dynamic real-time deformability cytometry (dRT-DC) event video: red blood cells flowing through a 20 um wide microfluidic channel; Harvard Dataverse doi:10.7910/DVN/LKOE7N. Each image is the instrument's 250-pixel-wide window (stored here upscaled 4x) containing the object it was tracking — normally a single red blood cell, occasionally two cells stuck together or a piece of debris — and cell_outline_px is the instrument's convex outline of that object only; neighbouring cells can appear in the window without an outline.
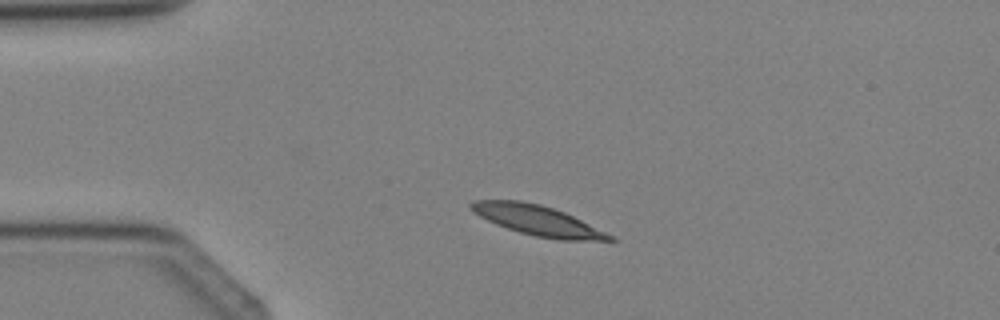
{"species": "Egyptian fruit bat (a non-hibernating species)", "species_latin": "Rousettus aegyptiacus", "temperature_condition": "cold", "stored_images_in_passage": 2, "camera_frame_rate_fps": 3000, "um_per_image_px": 0.085, "animal": {"sex": "female"}, "frame": {"image": 1, "passage_image": 1, "time_ms": 0.0, "image_size_px": [1000, 320], "cell_outline_px": [[616, 240], [560, 240], [536, 236], [520, 232], [496, 224], [472, 212], [468, 208], [468, 204], [472, 200], [520, 200], [540, 204], [564, 212], [616, 236]], "centroid_in_image_um": [45.68, 18.72], "position_along_channel_um": 39.3, "area_um2": 24.22}}
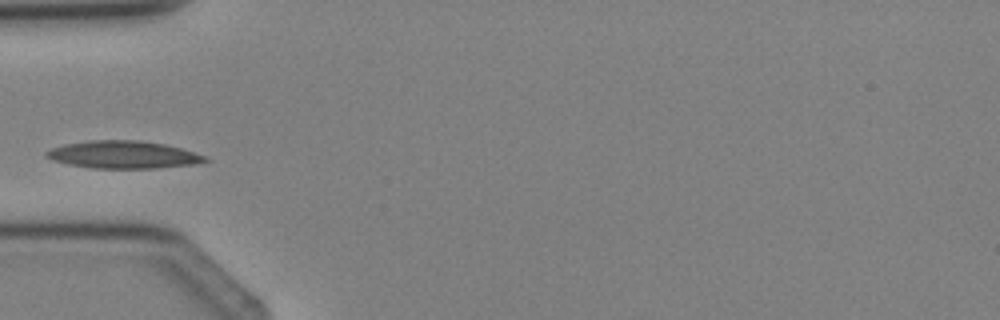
{"frame": {"image": 2, "passage_image": 2, "time_ms": 1.333, "image_size_px": [1000, 320], "cell_outline_px": [[212, 160], [192, 164], [156, 168], [88, 168], [68, 164], [52, 160], [44, 156], [44, 152], [52, 148], [64, 144], [88, 140], [140, 140], [164, 144], [180, 148], [204, 156]], "centroid_in_image_um": [10.41, 13.14], "position_along_channel_um": 74.6, "area_um2": 25.43}}